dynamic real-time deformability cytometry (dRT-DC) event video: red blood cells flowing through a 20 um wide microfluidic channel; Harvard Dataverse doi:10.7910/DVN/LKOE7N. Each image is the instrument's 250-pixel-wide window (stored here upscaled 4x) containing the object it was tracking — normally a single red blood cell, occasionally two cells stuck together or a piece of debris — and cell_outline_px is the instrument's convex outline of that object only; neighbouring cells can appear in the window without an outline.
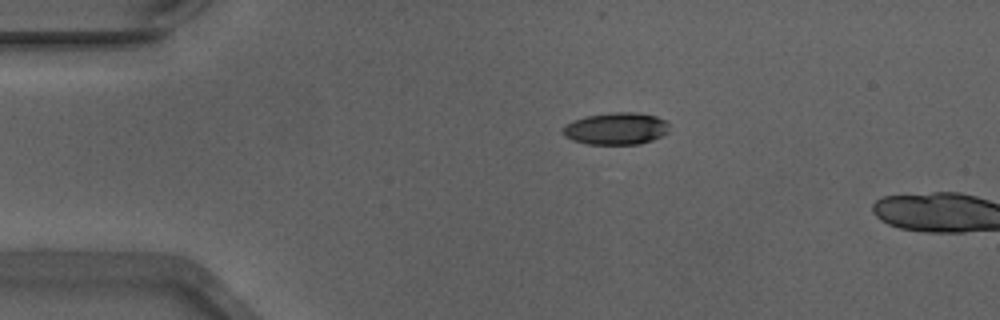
{"species": "Egyptian fruit bat (a non-hibernating species)", "species_latin": "Rousettus aegyptiacus", "temperature_condition": "warm", "stored_images_in_passage": 3, "camera_frame_rate_fps": 3000, "um_per_image_px": 0.085, "animal": {"sex": "male"}, "frame": {"image": 1, "passage_image": 1, "time_ms": 0.0, "image_size_px": [1000, 320], "cell_outline_px": [[656, 120], [652, 136], [644, 140], [588, 140], [600, 116], [648, 116]], "centroid_in_image_um": [52.98, 10.9], "position_along_channel_um": 32.0, "area_um2": 10.17}}